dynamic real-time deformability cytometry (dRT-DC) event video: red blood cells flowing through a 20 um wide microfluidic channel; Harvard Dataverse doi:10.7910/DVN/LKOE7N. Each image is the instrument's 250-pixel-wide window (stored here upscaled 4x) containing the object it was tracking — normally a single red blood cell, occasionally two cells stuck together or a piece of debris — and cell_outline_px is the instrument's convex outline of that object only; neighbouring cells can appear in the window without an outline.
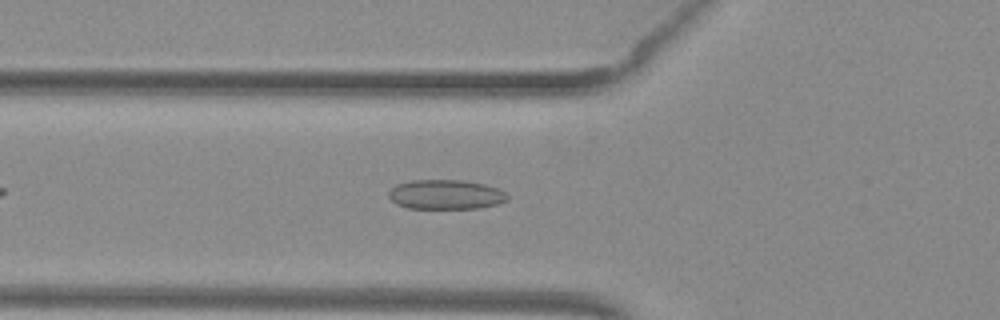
{"species": "common noctule bat (a hibernating species)", "species_latin": "Nyctalus noctula", "temperature_condition": "warm", "stored_images_in_passage": 33, "camera_frame_rate_fps": 3000, "um_per_image_px": 0.085, "animal": {"sex": "female", "body_mass_g": 29.2, "forearm_length_mm": 56.3}, "frame": {"image": 1, "passage_image": 7, "time_ms": 2.0, "image_size_px": [1000, 320], "cell_outline_px": [[508, 200], [496, 204], [476, 208], [408, 208], [396, 204], [388, 196], [388, 192], [396, 184], [412, 180], [464, 180], [484, 184], [496, 188], [504, 192], [508, 196]], "centroid_in_image_um": [37.86, 16.53], "position_along_channel_um": 87.9, "area_um2": 20.35}}
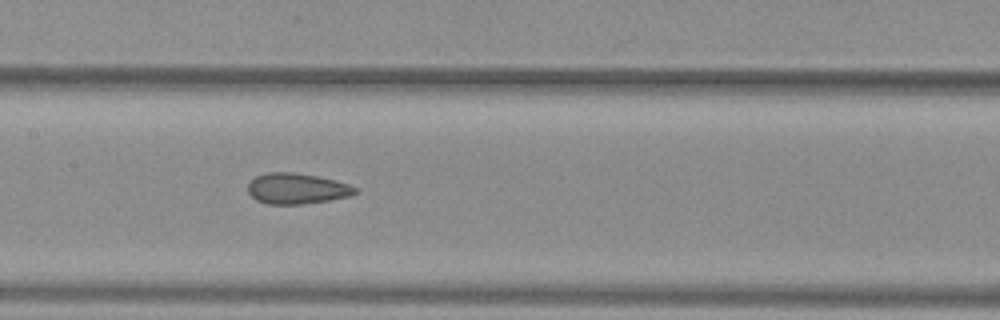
{"frame": {"image": 2, "passage_image": 14, "time_ms": 4.333, "image_size_px": [1000, 320], "cell_outline_px": [[360, 192], [352, 196], [328, 200], [300, 204], [264, 204], [256, 200], [248, 192], [248, 184], [256, 176], [268, 172], [292, 172], [316, 176], [348, 184], [356, 188]], "centroid_in_image_um": [25.22, 16.04], "position_along_channel_um": 182.2, "area_um2": 19.13}}
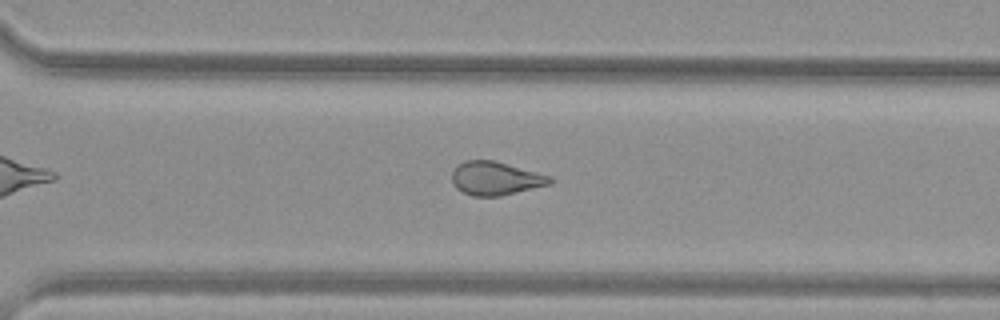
{"frame": {"image": 3, "passage_image": 25, "time_ms": 8.0, "image_size_px": [1000, 320], "cell_outline_px": [[552, 184], [500, 196], [472, 196], [456, 188], [452, 184], [452, 172], [464, 160], [492, 160], [552, 176]], "centroid_in_image_um": [42.13, 15.17], "position_along_channel_um": 328.5, "area_um2": 19.02}, "authors_computed_cell_mechanics": {"area_um2": 19.363, "velocity_mm_per_s": 4.0102, "shape_relaxation_time_tau1_ms": null, "shape_relaxation_time_tau2_ms": 1.6728, "deformation_change_tau1": null, "deformation_change_tau2": 0.0976}}